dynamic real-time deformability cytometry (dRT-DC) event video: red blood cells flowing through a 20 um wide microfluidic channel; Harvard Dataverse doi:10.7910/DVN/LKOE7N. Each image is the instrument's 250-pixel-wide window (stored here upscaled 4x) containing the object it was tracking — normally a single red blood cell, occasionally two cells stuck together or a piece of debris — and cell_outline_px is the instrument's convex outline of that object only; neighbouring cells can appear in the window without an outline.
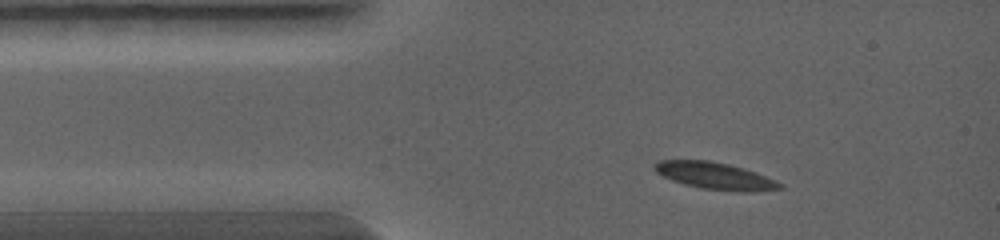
{"species": "common noctule bat (a hibernating species)", "species_latin": "Nyctalus noctula", "temperature_condition": "warm", "stored_images_in_passage": 2, "camera_frame_rate_fps": 5000, "um_per_image_px": 0.085, "animal": {"sex": "female", "body_mass_g": 19.0, "forearm_length_mm": 56.7}, "frame": {"image": 1, "passage_image": 1, "time_ms": 0.0, "image_size_px": [1000, 240], "cell_outline_px": [[784, 188], [756, 192], [736, 192], [700, 188], [684, 184], [672, 180], [656, 172], [652, 168], [652, 164], [660, 160], [708, 160], [728, 164], [744, 168], [756, 172], [776, 180], [784, 184]], "centroid_in_image_um": [60.81, 14.96], "position_along_channel_um": 24.2, "area_um2": 20.0}}
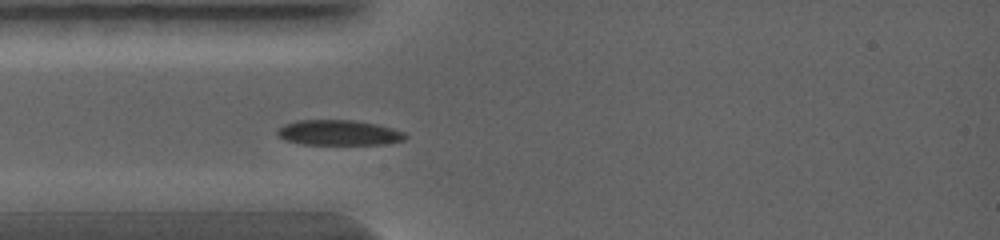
{"frame": {"image": 2, "passage_image": 2, "time_ms": 1.0, "image_size_px": [1000, 240], "cell_outline_px": [[408, 136], [404, 140], [384, 144], [300, 144], [288, 140], [280, 136], [276, 132], [276, 128], [284, 124], [296, 120], [356, 120], [376, 124], [392, 128], [404, 132]], "centroid_in_image_um": [28.79, 11.27], "position_along_channel_um": 56.2, "area_um2": 18.84}}